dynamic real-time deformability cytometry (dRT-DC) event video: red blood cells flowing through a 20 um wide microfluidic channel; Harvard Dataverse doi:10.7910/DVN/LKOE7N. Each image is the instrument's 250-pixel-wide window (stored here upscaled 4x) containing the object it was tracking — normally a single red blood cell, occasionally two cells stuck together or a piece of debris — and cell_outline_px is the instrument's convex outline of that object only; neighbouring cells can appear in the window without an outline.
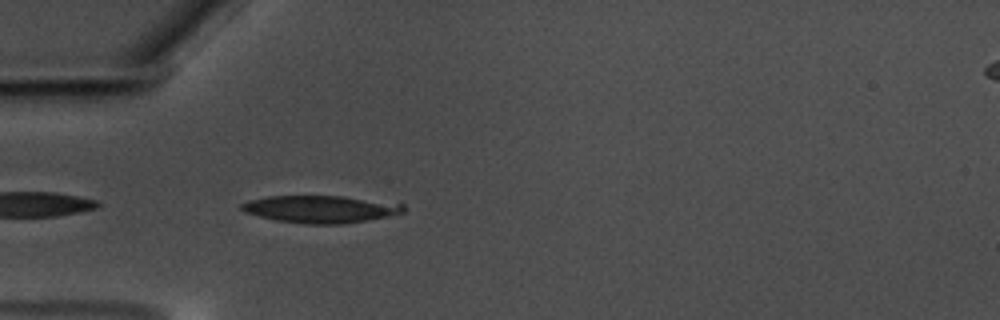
{"species": "common noctule bat (a hibernating species)", "species_latin": "Nyctalus noctula", "temperature_condition": "warm", "stored_images_in_passage": 3, "camera_frame_rate_fps": 3000, "um_per_image_px": 0.085, "animal": {"sex": "male", "body_mass_g": 17.5, "forearm_length_mm": 52.3}, "frame": {"image": 1, "passage_image": 2, "time_ms": 0.333, "image_size_px": [1000, 320], "cell_outline_px": [[404, 212], [388, 216], [368, 220], [344, 224], [304, 224], [276, 220], [244, 212], [240, 208], [240, 204], [248, 200], [268, 196], [344, 196], [404, 204]], "centroid_in_image_um": [27.23, 17.77], "position_along_channel_um": 57.8, "area_um2": 25.78}}